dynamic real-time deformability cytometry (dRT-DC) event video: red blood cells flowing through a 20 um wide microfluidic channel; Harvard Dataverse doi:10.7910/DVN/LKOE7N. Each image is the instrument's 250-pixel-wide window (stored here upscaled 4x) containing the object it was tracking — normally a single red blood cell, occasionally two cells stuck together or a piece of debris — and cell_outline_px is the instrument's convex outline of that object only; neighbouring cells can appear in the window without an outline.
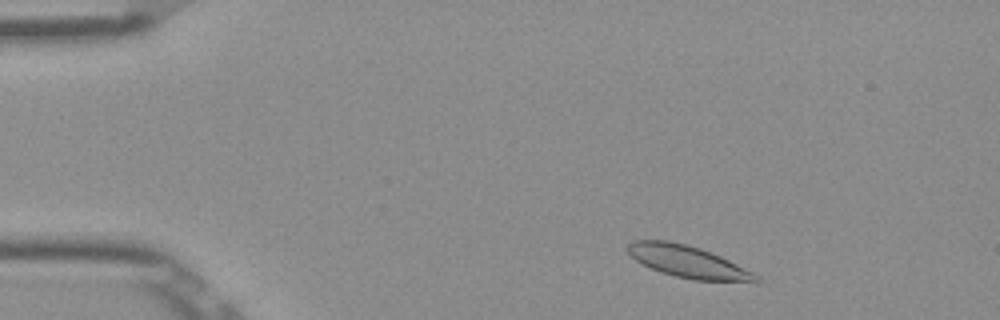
{"species": "Egyptian fruit bat (a non-hibernating species)", "species_latin": "Rousettus aegyptiacus", "temperature_condition": "room temperature", "stored_images_in_passage": 49, "camera_frame_rate_fps": 3000, "um_per_image_px": 0.085, "frame": {"image": 1, "passage_image": 4, "time_ms": 1.0, "image_size_px": [1000, 320], "cell_outline_px": [[760, 284], [756, 284], [696, 280], [676, 276], [660, 272], [636, 260], [624, 248], [632, 240], [668, 240], [688, 244], [700, 248], [720, 256], [760, 276]], "centroid_in_image_um": [58.54, 22.27], "position_along_channel_um": 26.5, "area_um2": 24.33}}
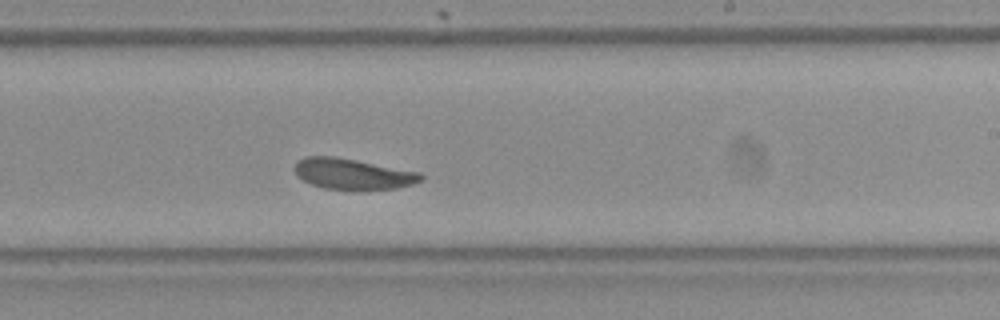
{"frame": {"image": 2, "passage_image": 28, "time_ms": 9.0, "image_size_px": [1000, 320], "cell_outline_px": [[424, 176], [420, 180], [412, 184], [396, 188], [324, 188], [312, 184], [304, 180], [296, 172], [296, 164], [304, 156], [336, 156], [420, 172]], "centroid_in_image_um": [30.0, 14.75], "position_along_channel_um": 259.0, "area_um2": 21.91}}
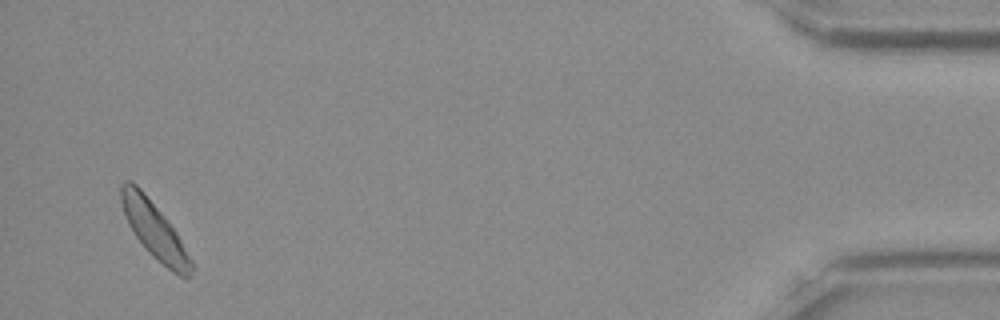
{"frame": {"image": 3, "passage_image": 47, "time_ms": 15.333, "image_size_px": [1000, 320], "cell_outline_px": [[196, 268], [188, 280], [172, 272], [152, 256], [144, 248], [128, 224], [124, 216], [120, 200], [120, 188], [124, 180], [132, 180], [144, 192], [168, 220], [176, 232], [196, 264]], "centroid_in_image_um": [13.17, 19.62], "position_along_channel_um": 422.0, "area_um2": 23.64}, "authors_computed_cell_mechanics": {"area_um2": 23.3512, "velocity_mm_per_s": 3.822, "shape_relaxation_time_tau1_ms": 3.2322, "shape_relaxation_time_tau2_ms": null, "deformation_change_tau1": 0.1026, "deformation_change_tau2": null}}